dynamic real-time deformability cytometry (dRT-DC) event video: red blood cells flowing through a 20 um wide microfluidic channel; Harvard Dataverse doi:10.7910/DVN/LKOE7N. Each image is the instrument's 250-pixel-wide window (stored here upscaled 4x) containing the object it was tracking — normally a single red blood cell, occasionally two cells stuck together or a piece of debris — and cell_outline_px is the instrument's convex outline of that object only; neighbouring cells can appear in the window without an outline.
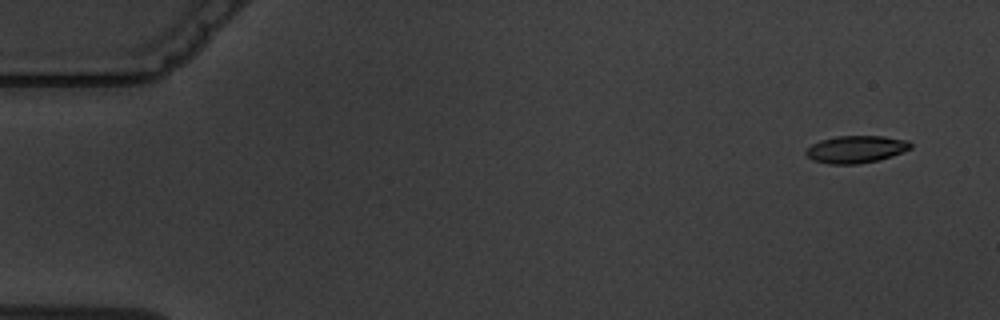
{"species": "common noctule bat (a hibernating species)", "species_latin": "Nyctalus noctula", "temperature_condition": "warm", "stored_images_in_passage": 5, "camera_frame_rate_fps": 3000, "um_per_image_px": 0.085, "animal": {"sex": "male", "body_mass_g": 19.5, "forearm_length_mm": 54.6}, "frame": {"image": 1, "passage_image": 1, "time_ms": 0.0, "image_size_px": [1000, 320], "cell_outline_px": [[912, 148], [892, 156], [876, 160], [856, 164], [828, 164], [812, 160], [804, 152], [812, 144], [820, 140], [836, 136], [884, 136], [908, 140], [912, 144]], "centroid_in_image_um": [72.76, 12.68], "position_along_channel_um": 12.2, "area_um2": 16.65}}